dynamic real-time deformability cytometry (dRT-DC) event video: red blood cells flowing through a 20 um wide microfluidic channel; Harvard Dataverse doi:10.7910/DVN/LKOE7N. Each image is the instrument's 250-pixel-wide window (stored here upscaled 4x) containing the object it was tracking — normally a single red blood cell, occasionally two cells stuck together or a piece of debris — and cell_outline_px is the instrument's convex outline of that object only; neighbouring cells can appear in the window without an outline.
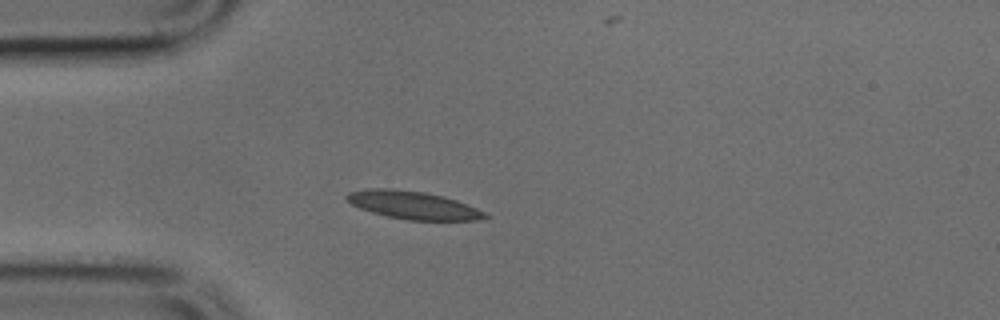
{"species": "common noctule bat (a hibernating species)", "species_latin": "Nyctalus noctula", "temperature_condition": "cold", "stored_images_in_passage": 3, "camera_frame_rate_fps": 3000, "um_per_image_px": 0.085, "animal": {"sex": "male", "body_mass_g": 17.9, "forearm_length_mm": 54.2}, "frame": {"image": 1, "passage_image": 1, "time_ms": 0.0, "image_size_px": [1000, 320], "cell_outline_px": [[488, 216], [476, 220], [408, 220], [388, 216], [372, 212], [360, 208], [352, 204], [344, 196], [348, 192], [372, 188], [392, 188], [424, 192], [444, 196], [456, 200], [476, 208], [484, 212]], "centroid_in_image_um": [35.08, 17.42], "position_along_channel_um": 49.9, "area_um2": 22.25}}